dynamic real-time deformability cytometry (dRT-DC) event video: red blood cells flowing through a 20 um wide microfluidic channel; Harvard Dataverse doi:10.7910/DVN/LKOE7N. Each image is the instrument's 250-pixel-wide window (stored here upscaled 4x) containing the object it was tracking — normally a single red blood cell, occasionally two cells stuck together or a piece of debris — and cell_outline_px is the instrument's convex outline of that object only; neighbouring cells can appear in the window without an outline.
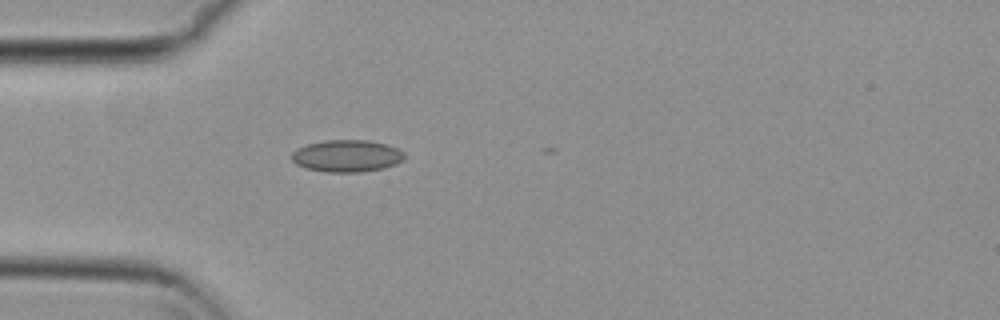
{"species": "common noctule bat (a hibernating species)", "species_latin": "Nyctalus noctula", "temperature_condition": "cold", "stored_images_in_passage": 4, "camera_frame_rate_fps": 3000, "um_per_image_px": 0.085, "animal": {"sex": "female", "body_mass_g": 29.2, "forearm_length_mm": 56.3}, "frame": {"image": 1, "passage_image": 1, "time_ms": 0.0, "image_size_px": [1000, 320], "cell_outline_px": [[404, 160], [396, 164], [384, 168], [360, 172], [328, 172], [308, 168], [296, 164], [292, 160], [292, 152], [296, 148], [308, 144], [324, 140], [368, 140], [388, 144], [404, 152]], "centroid_in_image_um": [29.5, 13.24], "position_along_channel_um": 55.5, "area_um2": 21.1}}